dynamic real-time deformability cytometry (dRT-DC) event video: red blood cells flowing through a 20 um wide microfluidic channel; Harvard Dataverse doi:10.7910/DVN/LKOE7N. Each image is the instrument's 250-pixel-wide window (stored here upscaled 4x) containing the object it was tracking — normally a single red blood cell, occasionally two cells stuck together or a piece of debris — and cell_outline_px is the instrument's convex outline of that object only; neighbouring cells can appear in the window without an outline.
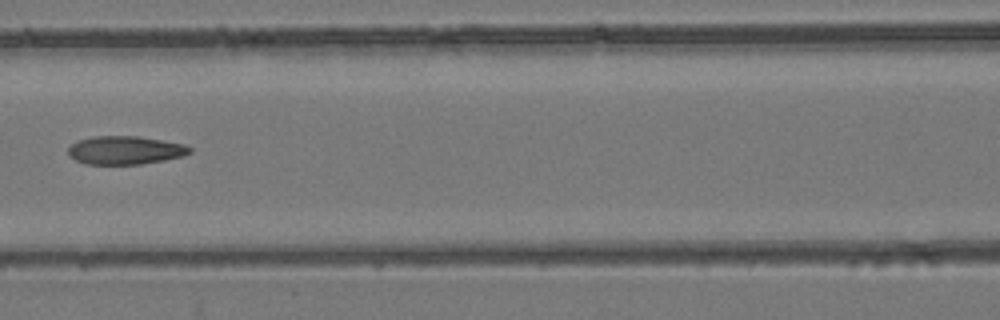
{"species": "common noctule bat (a hibernating species)", "species_latin": "Nyctalus noctula", "temperature_condition": "room temperature", "stored_images_in_passage": 7, "camera_frame_rate_fps": 3000, "um_per_image_px": 0.085, "animal": {"sex": "female", "body_mass_g": 24.6, "forearm_length_mm": 56.2}, "frame": {"image": 1, "passage_image": 7, "time_ms": 2.0, "image_size_px": [1000, 320], "cell_outline_px": [[192, 152], [184, 156], [164, 160], [140, 164], [84, 164], [68, 156], [68, 148], [72, 144], [80, 140], [92, 136], [136, 136], [184, 144], [192, 148]], "centroid_in_image_um": [10.64, 12.77], "position_along_channel_um": 156.0, "area_um2": 20.06}}